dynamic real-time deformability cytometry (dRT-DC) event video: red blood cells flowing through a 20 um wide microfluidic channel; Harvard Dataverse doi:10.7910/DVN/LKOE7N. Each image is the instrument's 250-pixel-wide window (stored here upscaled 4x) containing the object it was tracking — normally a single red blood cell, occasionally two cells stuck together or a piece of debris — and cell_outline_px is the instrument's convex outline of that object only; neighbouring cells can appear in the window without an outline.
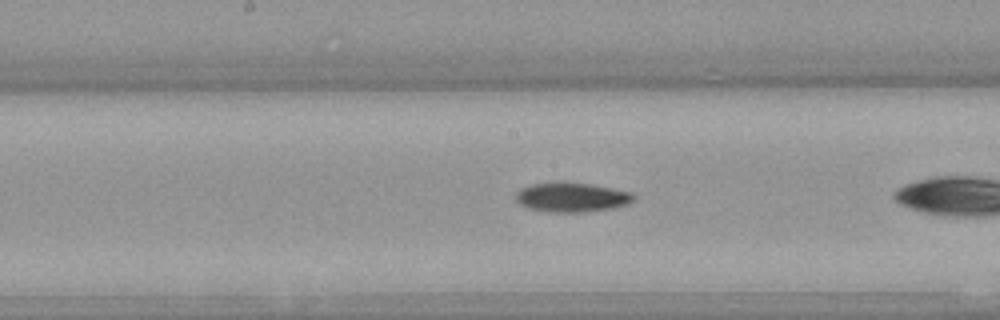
{"species": "Egyptian fruit bat (a non-hibernating species)", "species_latin": "Rousettus aegyptiacus", "temperature_condition": "warm", "stored_images_in_passage": 24, "camera_frame_rate_fps": 3000, "um_per_image_px": 0.085, "animal": {"sex": "female"}, "frame": {"image": 1, "passage_image": 11, "time_ms": 3.333, "image_size_px": [1000, 320], "cell_outline_px": [[636, 200], [628, 204], [612, 208], [592, 212], [548, 212], [528, 208], [520, 204], [516, 200], [516, 192], [520, 188], [532, 184], [560, 180], [592, 184], [632, 192], [636, 196]], "centroid_in_image_um": [48.61, 16.75], "position_along_channel_um": 199.6, "area_um2": 20.87}}
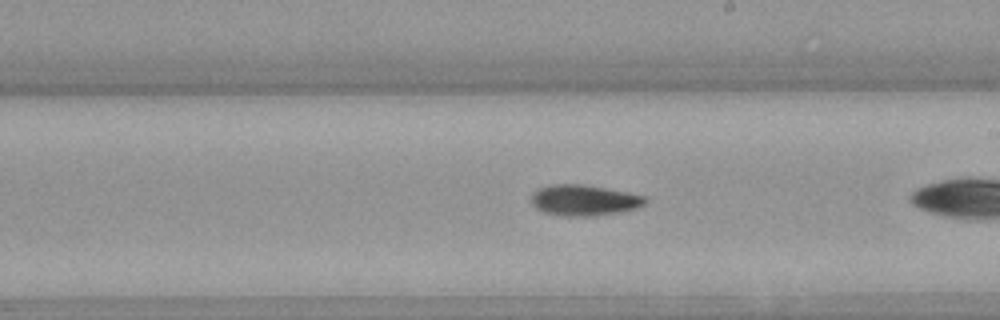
{"frame": {"image": 2, "passage_image": 14, "time_ms": 4.333, "image_size_px": [1000, 320], "cell_outline_px": [[648, 200], [644, 204], [636, 208], [620, 212], [596, 216], [564, 216], [544, 212], [536, 208], [532, 204], [532, 192], [536, 188], [552, 184], [580, 184], [628, 192], [644, 196]], "centroid_in_image_um": [49.62, 17.02], "position_along_channel_um": 239.4, "area_um2": 20.52}}
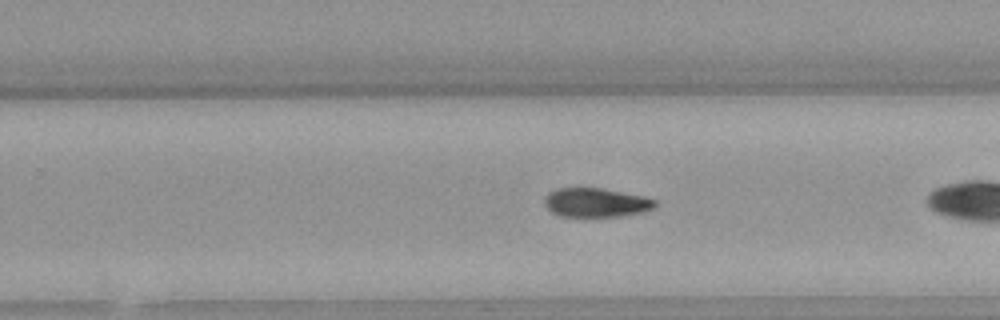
{"frame": {"image": 3, "passage_image": 17, "time_ms": 5.333, "image_size_px": [1000, 320], "cell_outline_px": [[660, 204], [656, 208], [644, 212], [628, 216], [588, 220], [560, 216], [552, 212], [544, 204], [544, 196], [548, 192], [556, 188], [600, 188], [644, 196], [656, 200]], "centroid_in_image_um": [50.69, 17.28], "position_along_channel_um": 279.1, "area_um2": 20.0}}